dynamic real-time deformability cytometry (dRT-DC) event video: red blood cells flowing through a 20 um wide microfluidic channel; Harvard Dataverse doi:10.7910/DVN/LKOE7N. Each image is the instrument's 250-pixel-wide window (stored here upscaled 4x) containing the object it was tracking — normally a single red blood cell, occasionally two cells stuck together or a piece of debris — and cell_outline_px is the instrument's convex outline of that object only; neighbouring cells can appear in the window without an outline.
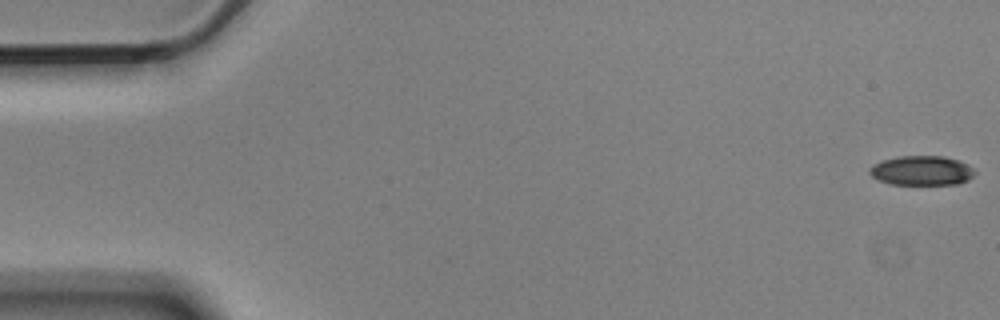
{"species": "Egyptian fruit bat (a non-hibernating species)", "species_latin": "Rousettus aegyptiacus", "temperature_condition": "cold", "stored_images_in_passage": 5, "camera_frame_rate_fps": 3000, "um_per_image_px": 0.085, "animal": {"sex": "male"}, "frame": {"image": 1, "passage_image": 1, "time_ms": 0.0, "image_size_px": [1000, 320], "cell_outline_px": [[976, 172], [968, 180], [956, 184], [892, 184], [880, 180], [872, 176], [868, 172], [872, 164], [880, 160], [900, 156], [944, 156], [968, 164]], "centroid_in_image_um": [78.32, 14.49], "position_along_channel_um": 6.7, "area_um2": 18.03}}
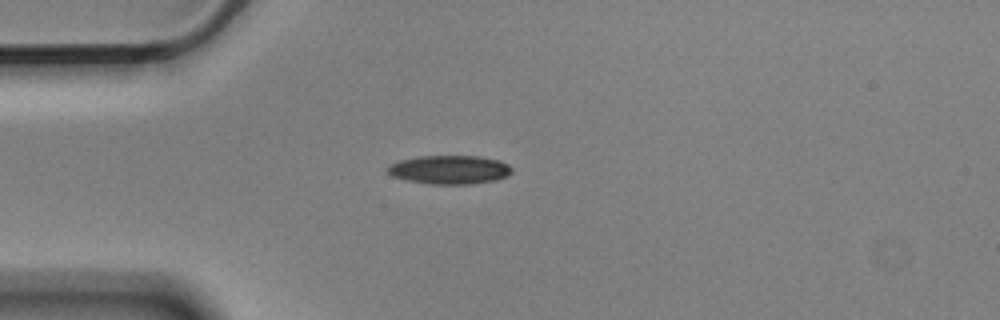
{"frame": {"image": 2, "passage_image": 5, "time_ms": 1.333, "image_size_px": [1000, 320], "cell_outline_px": [[512, 172], [508, 176], [496, 180], [472, 184], [428, 184], [408, 180], [392, 176], [384, 168], [388, 164], [400, 160], [420, 156], [480, 156], [500, 160], [508, 164], [512, 168]], "centroid_in_image_um": [38.21, 14.42], "position_along_channel_um": 46.8, "area_um2": 21.04}}